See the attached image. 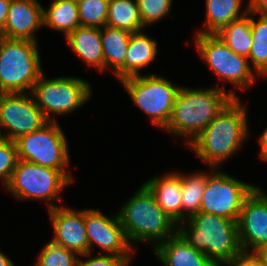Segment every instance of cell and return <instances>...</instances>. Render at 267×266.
I'll use <instances>...</instances> for the list:
<instances>
[{
	"mask_svg": "<svg viewBox=\"0 0 267 266\" xmlns=\"http://www.w3.org/2000/svg\"><path fill=\"white\" fill-rule=\"evenodd\" d=\"M233 98L188 145L208 167L219 168L249 136L247 110Z\"/></svg>",
	"mask_w": 267,
	"mask_h": 266,
	"instance_id": "obj_1",
	"label": "cell"
},
{
	"mask_svg": "<svg viewBox=\"0 0 267 266\" xmlns=\"http://www.w3.org/2000/svg\"><path fill=\"white\" fill-rule=\"evenodd\" d=\"M233 98L238 96L227 92L224 84L207 89L180 87L164 130L174 136H185L187 147Z\"/></svg>",
	"mask_w": 267,
	"mask_h": 266,
	"instance_id": "obj_2",
	"label": "cell"
},
{
	"mask_svg": "<svg viewBox=\"0 0 267 266\" xmlns=\"http://www.w3.org/2000/svg\"><path fill=\"white\" fill-rule=\"evenodd\" d=\"M176 232L216 266H223L242 251L237 221L222 216L202 212L193 214L177 224Z\"/></svg>",
	"mask_w": 267,
	"mask_h": 266,
	"instance_id": "obj_3",
	"label": "cell"
},
{
	"mask_svg": "<svg viewBox=\"0 0 267 266\" xmlns=\"http://www.w3.org/2000/svg\"><path fill=\"white\" fill-rule=\"evenodd\" d=\"M120 209L117 216L131 246L133 242H146L154 249L177 231V224L159 207L144 184Z\"/></svg>",
	"mask_w": 267,
	"mask_h": 266,
	"instance_id": "obj_4",
	"label": "cell"
},
{
	"mask_svg": "<svg viewBox=\"0 0 267 266\" xmlns=\"http://www.w3.org/2000/svg\"><path fill=\"white\" fill-rule=\"evenodd\" d=\"M38 43L0 36V93H27L44 73Z\"/></svg>",
	"mask_w": 267,
	"mask_h": 266,
	"instance_id": "obj_5",
	"label": "cell"
},
{
	"mask_svg": "<svg viewBox=\"0 0 267 266\" xmlns=\"http://www.w3.org/2000/svg\"><path fill=\"white\" fill-rule=\"evenodd\" d=\"M74 181L67 170L40 166L19 159L5 189L19 200L47 201V210L58 207L63 188ZM53 203V204H52Z\"/></svg>",
	"mask_w": 267,
	"mask_h": 266,
	"instance_id": "obj_6",
	"label": "cell"
},
{
	"mask_svg": "<svg viewBox=\"0 0 267 266\" xmlns=\"http://www.w3.org/2000/svg\"><path fill=\"white\" fill-rule=\"evenodd\" d=\"M31 95L46 119L56 121V115L76 111L91 98V86L79 77H56L47 79L43 73L33 85Z\"/></svg>",
	"mask_w": 267,
	"mask_h": 266,
	"instance_id": "obj_7",
	"label": "cell"
},
{
	"mask_svg": "<svg viewBox=\"0 0 267 266\" xmlns=\"http://www.w3.org/2000/svg\"><path fill=\"white\" fill-rule=\"evenodd\" d=\"M120 83L134 104L151 118L152 124L164 130L180 86L156 74L130 76Z\"/></svg>",
	"mask_w": 267,
	"mask_h": 266,
	"instance_id": "obj_8",
	"label": "cell"
},
{
	"mask_svg": "<svg viewBox=\"0 0 267 266\" xmlns=\"http://www.w3.org/2000/svg\"><path fill=\"white\" fill-rule=\"evenodd\" d=\"M194 42L201 59L220 80L243 90L254 85L257 74L248 59L234 53L216 34L196 33Z\"/></svg>",
	"mask_w": 267,
	"mask_h": 266,
	"instance_id": "obj_9",
	"label": "cell"
},
{
	"mask_svg": "<svg viewBox=\"0 0 267 266\" xmlns=\"http://www.w3.org/2000/svg\"><path fill=\"white\" fill-rule=\"evenodd\" d=\"M15 143L18 159L58 170L69 166L68 142L57 121L20 136Z\"/></svg>",
	"mask_w": 267,
	"mask_h": 266,
	"instance_id": "obj_10",
	"label": "cell"
},
{
	"mask_svg": "<svg viewBox=\"0 0 267 266\" xmlns=\"http://www.w3.org/2000/svg\"><path fill=\"white\" fill-rule=\"evenodd\" d=\"M209 169L212 174L208 173L199 212L238 221L245 199L257 185L240 181L218 168Z\"/></svg>",
	"mask_w": 267,
	"mask_h": 266,
	"instance_id": "obj_11",
	"label": "cell"
},
{
	"mask_svg": "<svg viewBox=\"0 0 267 266\" xmlns=\"http://www.w3.org/2000/svg\"><path fill=\"white\" fill-rule=\"evenodd\" d=\"M48 122L30 92L0 93V138L15 141Z\"/></svg>",
	"mask_w": 267,
	"mask_h": 266,
	"instance_id": "obj_12",
	"label": "cell"
},
{
	"mask_svg": "<svg viewBox=\"0 0 267 266\" xmlns=\"http://www.w3.org/2000/svg\"><path fill=\"white\" fill-rule=\"evenodd\" d=\"M85 229L89 243V252L93 253L94 243L109 255L125 257L129 262L135 249L129 243L117 214L106 216L97 209H85Z\"/></svg>",
	"mask_w": 267,
	"mask_h": 266,
	"instance_id": "obj_13",
	"label": "cell"
},
{
	"mask_svg": "<svg viewBox=\"0 0 267 266\" xmlns=\"http://www.w3.org/2000/svg\"><path fill=\"white\" fill-rule=\"evenodd\" d=\"M237 225L242 251L253 252L267 242V194L260 187L245 199Z\"/></svg>",
	"mask_w": 267,
	"mask_h": 266,
	"instance_id": "obj_14",
	"label": "cell"
},
{
	"mask_svg": "<svg viewBox=\"0 0 267 266\" xmlns=\"http://www.w3.org/2000/svg\"><path fill=\"white\" fill-rule=\"evenodd\" d=\"M54 230L53 243L76 252L80 257L89 253L85 229V209L58 206L48 210Z\"/></svg>",
	"mask_w": 267,
	"mask_h": 266,
	"instance_id": "obj_15",
	"label": "cell"
},
{
	"mask_svg": "<svg viewBox=\"0 0 267 266\" xmlns=\"http://www.w3.org/2000/svg\"><path fill=\"white\" fill-rule=\"evenodd\" d=\"M43 9L38 0H11L0 36L38 42L35 33L43 26Z\"/></svg>",
	"mask_w": 267,
	"mask_h": 266,
	"instance_id": "obj_16",
	"label": "cell"
},
{
	"mask_svg": "<svg viewBox=\"0 0 267 266\" xmlns=\"http://www.w3.org/2000/svg\"><path fill=\"white\" fill-rule=\"evenodd\" d=\"M153 194L159 207L176 224L182 222L181 177L179 172H168L163 177H152L143 183Z\"/></svg>",
	"mask_w": 267,
	"mask_h": 266,
	"instance_id": "obj_17",
	"label": "cell"
},
{
	"mask_svg": "<svg viewBox=\"0 0 267 266\" xmlns=\"http://www.w3.org/2000/svg\"><path fill=\"white\" fill-rule=\"evenodd\" d=\"M163 266H216L204 253L195 250L176 232L153 249Z\"/></svg>",
	"mask_w": 267,
	"mask_h": 266,
	"instance_id": "obj_18",
	"label": "cell"
},
{
	"mask_svg": "<svg viewBox=\"0 0 267 266\" xmlns=\"http://www.w3.org/2000/svg\"><path fill=\"white\" fill-rule=\"evenodd\" d=\"M67 45L90 67L104 72L101 28L78 26L66 36Z\"/></svg>",
	"mask_w": 267,
	"mask_h": 266,
	"instance_id": "obj_19",
	"label": "cell"
},
{
	"mask_svg": "<svg viewBox=\"0 0 267 266\" xmlns=\"http://www.w3.org/2000/svg\"><path fill=\"white\" fill-rule=\"evenodd\" d=\"M157 42L142 31L131 33L125 64L114 74L121 81L130 76L140 75V70L147 67L157 56Z\"/></svg>",
	"mask_w": 267,
	"mask_h": 266,
	"instance_id": "obj_20",
	"label": "cell"
},
{
	"mask_svg": "<svg viewBox=\"0 0 267 266\" xmlns=\"http://www.w3.org/2000/svg\"><path fill=\"white\" fill-rule=\"evenodd\" d=\"M243 0H205L206 19L205 28L197 31L199 34H216L221 28L237 20L249 12L246 4L241 13Z\"/></svg>",
	"mask_w": 267,
	"mask_h": 266,
	"instance_id": "obj_21",
	"label": "cell"
},
{
	"mask_svg": "<svg viewBox=\"0 0 267 266\" xmlns=\"http://www.w3.org/2000/svg\"><path fill=\"white\" fill-rule=\"evenodd\" d=\"M131 33L105 25L101 28L104 66L115 74L124 64Z\"/></svg>",
	"mask_w": 267,
	"mask_h": 266,
	"instance_id": "obj_22",
	"label": "cell"
},
{
	"mask_svg": "<svg viewBox=\"0 0 267 266\" xmlns=\"http://www.w3.org/2000/svg\"><path fill=\"white\" fill-rule=\"evenodd\" d=\"M43 26L63 32L65 37L80 26L78 5L75 1L53 0L43 9Z\"/></svg>",
	"mask_w": 267,
	"mask_h": 266,
	"instance_id": "obj_23",
	"label": "cell"
},
{
	"mask_svg": "<svg viewBox=\"0 0 267 266\" xmlns=\"http://www.w3.org/2000/svg\"><path fill=\"white\" fill-rule=\"evenodd\" d=\"M216 35L234 53L248 59L252 46L250 11L221 28Z\"/></svg>",
	"mask_w": 267,
	"mask_h": 266,
	"instance_id": "obj_24",
	"label": "cell"
},
{
	"mask_svg": "<svg viewBox=\"0 0 267 266\" xmlns=\"http://www.w3.org/2000/svg\"><path fill=\"white\" fill-rule=\"evenodd\" d=\"M106 25L129 33L144 30L137 0H110Z\"/></svg>",
	"mask_w": 267,
	"mask_h": 266,
	"instance_id": "obj_25",
	"label": "cell"
},
{
	"mask_svg": "<svg viewBox=\"0 0 267 266\" xmlns=\"http://www.w3.org/2000/svg\"><path fill=\"white\" fill-rule=\"evenodd\" d=\"M253 15L250 11L252 46L248 62L258 76L267 77V16L259 15L255 20Z\"/></svg>",
	"mask_w": 267,
	"mask_h": 266,
	"instance_id": "obj_26",
	"label": "cell"
},
{
	"mask_svg": "<svg viewBox=\"0 0 267 266\" xmlns=\"http://www.w3.org/2000/svg\"><path fill=\"white\" fill-rule=\"evenodd\" d=\"M181 196H182V222L193 214L199 213L202 196L207 184L208 173L196 172L194 174H182Z\"/></svg>",
	"mask_w": 267,
	"mask_h": 266,
	"instance_id": "obj_27",
	"label": "cell"
},
{
	"mask_svg": "<svg viewBox=\"0 0 267 266\" xmlns=\"http://www.w3.org/2000/svg\"><path fill=\"white\" fill-rule=\"evenodd\" d=\"M110 0H79L80 26L102 28L106 25Z\"/></svg>",
	"mask_w": 267,
	"mask_h": 266,
	"instance_id": "obj_28",
	"label": "cell"
},
{
	"mask_svg": "<svg viewBox=\"0 0 267 266\" xmlns=\"http://www.w3.org/2000/svg\"><path fill=\"white\" fill-rule=\"evenodd\" d=\"M34 266H75L78 254L51 240L40 250Z\"/></svg>",
	"mask_w": 267,
	"mask_h": 266,
	"instance_id": "obj_29",
	"label": "cell"
},
{
	"mask_svg": "<svg viewBox=\"0 0 267 266\" xmlns=\"http://www.w3.org/2000/svg\"><path fill=\"white\" fill-rule=\"evenodd\" d=\"M173 0H137L140 19L144 27L170 15Z\"/></svg>",
	"mask_w": 267,
	"mask_h": 266,
	"instance_id": "obj_30",
	"label": "cell"
},
{
	"mask_svg": "<svg viewBox=\"0 0 267 266\" xmlns=\"http://www.w3.org/2000/svg\"><path fill=\"white\" fill-rule=\"evenodd\" d=\"M18 160L15 141L0 138V179L4 187L9 183Z\"/></svg>",
	"mask_w": 267,
	"mask_h": 266,
	"instance_id": "obj_31",
	"label": "cell"
},
{
	"mask_svg": "<svg viewBox=\"0 0 267 266\" xmlns=\"http://www.w3.org/2000/svg\"><path fill=\"white\" fill-rule=\"evenodd\" d=\"M92 253L82 254L83 257H90L86 260H81L78 256L75 266H128L130 262L122 256L100 254L95 257H91Z\"/></svg>",
	"mask_w": 267,
	"mask_h": 266,
	"instance_id": "obj_32",
	"label": "cell"
},
{
	"mask_svg": "<svg viewBox=\"0 0 267 266\" xmlns=\"http://www.w3.org/2000/svg\"><path fill=\"white\" fill-rule=\"evenodd\" d=\"M223 266H264L262 261L253 253L241 251Z\"/></svg>",
	"mask_w": 267,
	"mask_h": 266,
	"instance_id": "obj_33",
	"label": "cell"
},
{
	"mask_svg": "<svg viewBox=\"0 0 267 266\" xmlns=\"http://www.w3.org/2000/svg\"><path fill=\"white\" fill-rule=\"evenodd\" d=\"M249 11L255 15L267 16V0H249Z\"/></svg>",
	"mask_w": 267,
	"mask_h": 266,
	"instance_id": "obj_34",
	"label": "cell"
},
{
	"mask_svg": "<svg viewBox=\"0 0 267 266\" xmlns=\"http://www.w3.org/2000/svg\"><path fill=\"white\" fill-rule=\"evenodd\" d=\"M11 0H0V35L4 31V26L9 11Z\"/></svg>",
	"mask_w": 267,
	"mask_h": 266,
	"instance_id": "obj_35",
	"label": "cell"
},
{
	"mask_svg": "<svg viewBox=\"0 0 267 266\" xmlns=\"http://www.w3.org/2000/svg\"><path fill=\"white\" fill-rule=\"evenodd\" d=\"M253 253L262 261L264 266H267V242L260 245Z\"/></svg>",
	"mask_w": 267,
	"mask_h": 266,
	"instance_id": "obj_36",
	"label": "cell"
},
{
	"mask_svg": "<svg viewBox=\"0 0 267 266\" xmlns=\"http://www.w3.org/2000/svg\"><path fill=\"white\" fill-rule=\"evenodd\" d=\"M259 144H260V158L262 159L267 154V128L262 132L259 136Z\"/></svg>",
	"mask_w": 267,
	"mask_h": 266,
	"instance_id": "obj_37",
	"label": "cell"
},
{
	"mask_svg": "<svg viewBox=\"0 0 267 266\" xmlns=\"http://www.w3.org/2000/svg\"><path fill=\"white\" fill-rule=\"evenodd\" d=\"M0 266H15L11 258H8L7 255L0 252Z\"/></svg>",
	"mask_w": 267,
	"mask_h": 266,
	"instance_id": "obj_38",
	"label": "cell"
},
{
	"mask_svg": "<svg viewBox=\"0 0 267 266\" xmlns=\"http://www.w3.org/2000/svg\"><path fill=\"white\" fill-rule=\"evenodd\" d=\"M267 161V154L262 158V161Z\"/></svg>",
	"mask_w": 267,
	"mask_h": 266,
	"instance_id": "obj_39",
	"label": "cell"
}]
</instances>
